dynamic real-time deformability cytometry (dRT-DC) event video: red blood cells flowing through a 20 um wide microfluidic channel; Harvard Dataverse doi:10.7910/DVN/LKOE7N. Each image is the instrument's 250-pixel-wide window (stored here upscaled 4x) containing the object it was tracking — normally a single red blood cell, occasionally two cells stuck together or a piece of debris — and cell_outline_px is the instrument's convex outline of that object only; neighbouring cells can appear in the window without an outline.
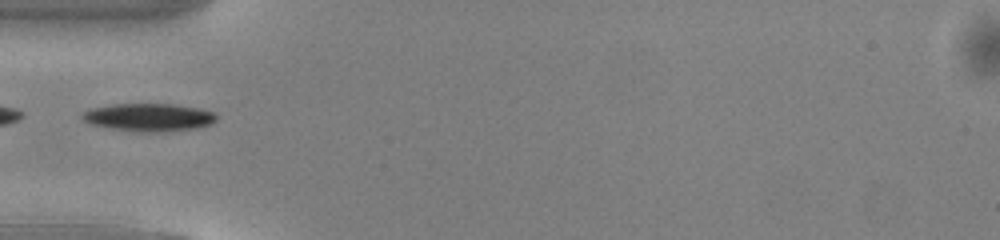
{"species": "common noctule bat (a hibernating species)", "species_latin": "Nyctalus noctula", "temperature_condition": "warm", "stored_images_in_passage": 35, "camera_frame_rate_fps": 3000, "um_per_image_px": 0.085, "animal": {"sex": "male", "body_mass_g": 13.0, "forearm_length_mm": 53.1}, "frame": {"image": 1, "passage_image": 1, "time_ms": 0.0, "image_size_px": [1000, 240], "cell_outline_px": [[216, 120], [212, 124], [196, 128], [168, 132], [136, 132], [112, 128], [92, 124], [84, 120], [80, 116], [84, 112], [92, 108], [112, 104], [172, 104], [200, 108], [212, 112], [216, 116]], "centroid_in_image_um": [12.68, 9.98], "position_along_channel_um": 72.3, "area_um2": 21.79}}
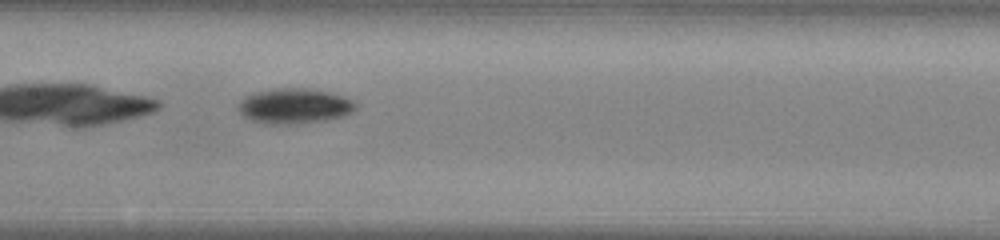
{"frame": {"image": 2, "passage_image": 9, "time_ms": 2.667, "image_size_px": [1000, 240], "cell_outline_px": [[356, 108], [352, 112], [344, 116], [324, 120], [288, 124], [272, 124], [252, 120], [244, 116], [240, 112], [240, 104], [248, 96], [256, 92], [272, 88], [308, 88], [332, 92], [344, 96], [352, 100], [356, 104]], "centroid_in_image_um": [25.09, 8.99], "position_along_channel_um": 182.3, "area_um2": 23.76}}
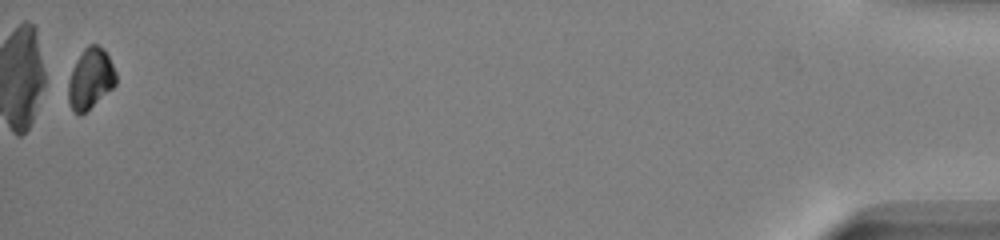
{"frame": {"image": 3, "passage_image": 34, "time_ms": 11.0, "image_size_px": [1000, 240], "cell_outline_px": [[116, 84], [112, 88], [80, 116], [72, 112], [68, 100], [68, 80], [72, 68], [76, 60], [84, 48], [88, 44], [96, 44], [104, 48], [116, 72]], "centroid_in_image_um": [7.66, 6.68], "position_along_channel_um": 427.5, "area_um2": 16.88}}